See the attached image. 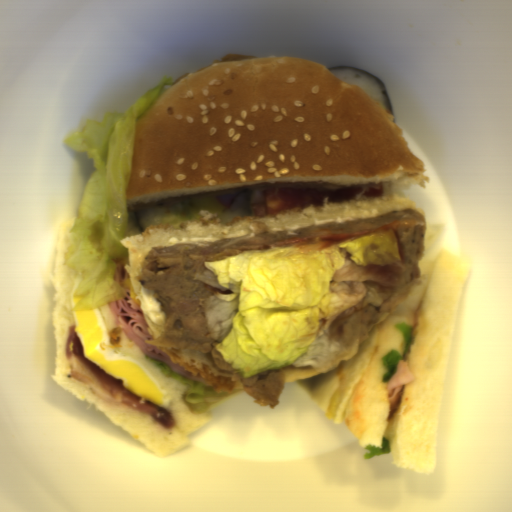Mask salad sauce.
I'll return each mask as SVG.
<instances>
[{
    "instance_id": "11859cd6",
    "label": "salad sauce",
    "mask_w": 512,
    "mask_h": 512,
    "mask_svg": "<svg viewBox=\"0 0 512 512\" xmlns=\"http://www.w3.org/2000/svg\"><path fill=\"white\" fill-rule=\"evenodd\" d=\"M136 299L139 301L142 313L157 326H165L166 313L161 309V302L154 298L152 290H146L142 285Z\"/></svg>"
},
{
    "instance_id": "1d5fafd9",
    "label": "salad sauce",
    "mask_w": 512,
    "mask_h": 512,
    "mask_svg": "<svg viewBox=\"0 0 512 512\" xmlns=\"http://www.w3.org/2000/svg\"><path fill=\"white\" fill-rule=\"evenodd\" d=\"M264 189H257L249 192L250 205L251 204H265Z\"/></svg>"
}]
</instances>
